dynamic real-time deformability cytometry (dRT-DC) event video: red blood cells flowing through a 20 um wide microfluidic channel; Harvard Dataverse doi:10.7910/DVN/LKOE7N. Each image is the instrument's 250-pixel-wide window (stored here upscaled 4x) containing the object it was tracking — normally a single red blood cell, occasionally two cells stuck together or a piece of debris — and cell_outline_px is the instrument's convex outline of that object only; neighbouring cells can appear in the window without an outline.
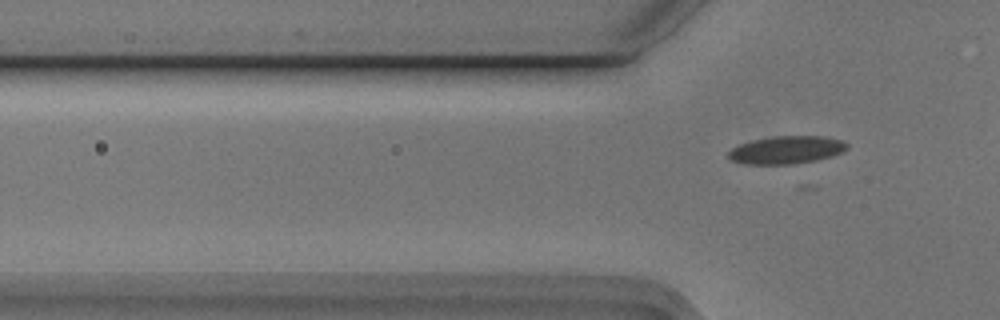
{"species": "Egyptian fruit bat (a non-hibernating species)", "species_latin": "Rousettus aegyptiacus", "temperature_condition": "cold", "stored_images_in_passage": 4, "camera_frame_rate_fps": 3000, "um_per_image_px": 0.085, "animal": {"sex": "male"}, "frame": {"image": 1, "passage_image": 4, "time_ms": 1.0, "image_size_px": [1000, 320], "cell_outline_px": [[848, 148], [832, 156], [816, 160], [792, 164], [744, 164], [732, 160], [728, 156], [728, 152], [732, 148], [740, 144], [752, 140], [772, 136], [824, 136], [844, 140], [848, 144]], "centroid_in_image_um": [66.86, 12.73], "position_along_channel_um": 58.9, "area_um2": 19.25}}